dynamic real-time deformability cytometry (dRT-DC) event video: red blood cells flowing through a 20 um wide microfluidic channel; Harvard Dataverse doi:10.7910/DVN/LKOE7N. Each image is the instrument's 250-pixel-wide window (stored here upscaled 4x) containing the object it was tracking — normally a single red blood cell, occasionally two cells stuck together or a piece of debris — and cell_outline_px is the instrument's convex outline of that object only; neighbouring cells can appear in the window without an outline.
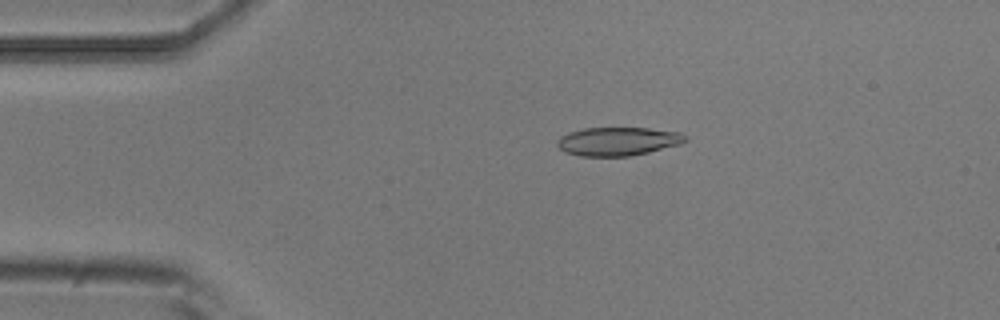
{"species": "common noctule bat (a hibernating species)", "species_latin": "Nyctalus noctula", "temperature_condition": "room temperature", "stored_images_in_passage": 3, "camera_frame_rate_fps": 3000, "um_per_image_px": 0.085, "animal": {"sex": "male", "body_mass_g": 20.5, "forearm_length_mm": 52.5}, "frame": {"image": 1, "passage_image": 2, "time_ms": 0.333, "image_size_px": [1000, 320], "cell_outline_px": [[688, 140], [680, 144], [632, 156], [580, 156], [564, 152], [556, 144], [556, 140], [560, 136], [568, 132], [584, 128], [648, 128], [680, 132], [688, 136]], "centroid_in_image_um": [52.51, 12.01], "position_along_channel_um": 32.5, "area_um2": 21.44}}